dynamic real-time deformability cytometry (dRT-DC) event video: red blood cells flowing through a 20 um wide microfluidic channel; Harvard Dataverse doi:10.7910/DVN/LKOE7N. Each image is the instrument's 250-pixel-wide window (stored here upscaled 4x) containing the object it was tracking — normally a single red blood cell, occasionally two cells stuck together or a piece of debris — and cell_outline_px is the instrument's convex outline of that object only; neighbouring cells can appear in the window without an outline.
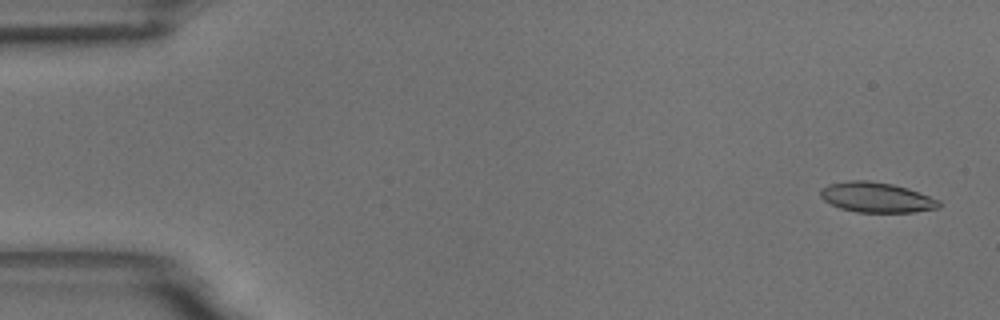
{"species": "common noctule bat (a hibernating species)", "species_latin": "Nyctalus noctula", "temperature_condition": "room temperature", "stored_images_in_passage": 57, "camera_frame_rate_fps": 3000, "um_per_image_px": 0.085, "animal": {"sex": "male", "body_mass_g": 18.8}, "frame": {"image": 1, "passage_image": 2, "time_ms": 0.333, "image_size_px": [1000, 320], "cell_outline_px": [[940, 208], [912, 212], [856, 212], [840, 208], [824, 200], [820, 196], [820, 188], [828, 184], [848, 180], [868, 180], [892, 184], [908, 188], [940, 200]], "centroid_in_image_um": [74.49, 16.77], "position_along_channel_um": 10.5, "area_um2": 20.87}}
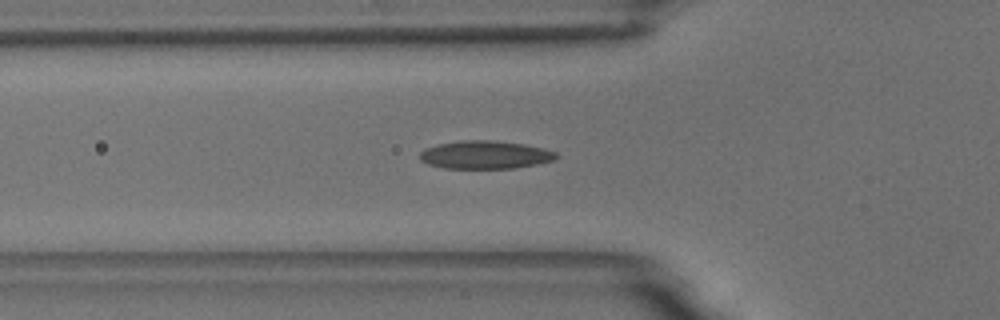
{"frame": {"image": 2, "passage_image": 19, "time_ms": 6.0, "image_size_px": [1000, 320], "cell_outline_px": [[560, 156], [556, 160], [536, 164], [512, 168], [444, 168], [428, 164], [420, 160], [420, 152], [424, 148], [436, 144], [460, 140], [492, 140], [524, 144], [544, 148], [556, 152]], "centroid_in_image_um": [41.24, 13.15], "position_along_channel_um": 84.6, "area_um2": 22.48}}
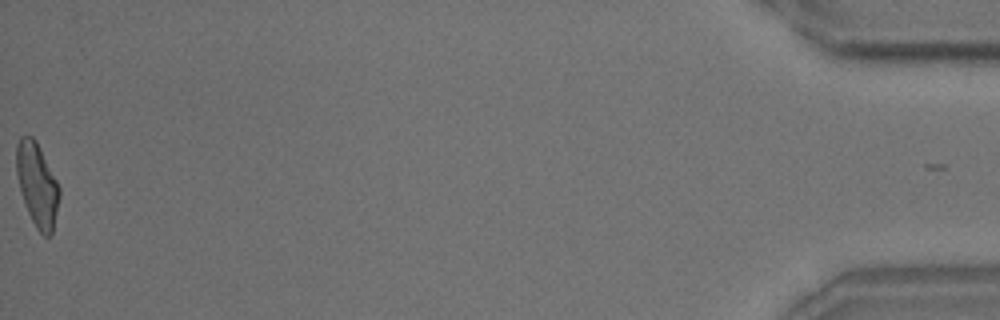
{"frame": {"image": 3, "passage_image": 56, "time_ms": 18.333, "image_size_px": [1000, 320], "cell_outline_px": [[60, 196], [52, 232], [48, 236], [44, 236], [36, 228], [28, 212], [20, 192], [16, 172], [16, 144], [20, 136], [32, 136], [36, 140], [60, 188]], "centroid_in_image_um": [3.14, 15.68], "position_along_channel_um": 432.1, "area_um2": 20.75}, "authors_computed_cell_mechanics": {"area_um2": 21.097, "velocity_mm_per_s": 3.6124, "shape_relaxation_time_tau1_ms": 6.2678, "shape_relaxation_time_tau2_ms": 1.4361, "deformation_change_tau1": 0.179, "deformation_change_tau2": 0.0822}}